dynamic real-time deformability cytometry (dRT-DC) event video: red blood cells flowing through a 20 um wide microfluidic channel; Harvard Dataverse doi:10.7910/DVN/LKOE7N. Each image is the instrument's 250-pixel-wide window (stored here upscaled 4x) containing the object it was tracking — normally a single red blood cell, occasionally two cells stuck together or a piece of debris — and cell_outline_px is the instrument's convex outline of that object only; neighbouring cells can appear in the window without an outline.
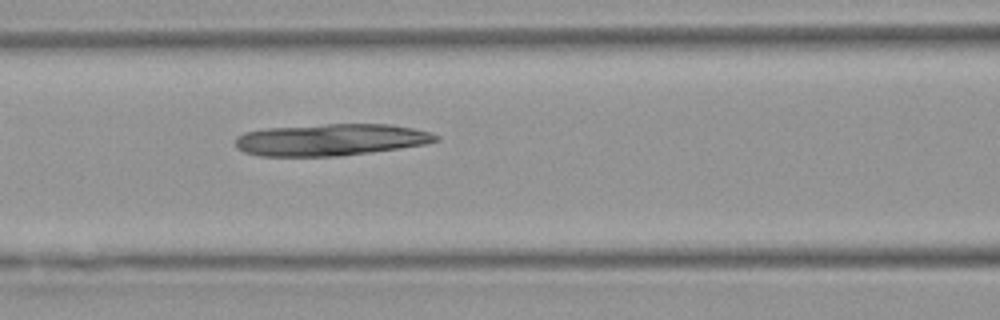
{"species": "Egyptian fruit bat (a non-hibernating species)", "species_latin": "Rousettus aegyptiacus", "temperature_condition": "warm", "stored_images_in_passage": 6, "camera_frame_rate_fps": 3000, "um_per_image_px": 0.085, "animal": {"sex": "female"}, "frame": {"image": 1, "passage_image": 6, "time_ms": 6.667, "image_size_px": [1000, 320], "cell_outline_px": [[440, 140], [424, 144], [400, 148], [372, 152], [340, 156], [260, 156], [244, 152], [236, 148], [236, 136], [244, 132], [268, 128], [324, 124], [392, 124], [432, 132], [440, 136]], "centroid_in_image_um": [28.13, 11.88], "position_along_channel_um": 138.5, "area_um2": 37.4}}